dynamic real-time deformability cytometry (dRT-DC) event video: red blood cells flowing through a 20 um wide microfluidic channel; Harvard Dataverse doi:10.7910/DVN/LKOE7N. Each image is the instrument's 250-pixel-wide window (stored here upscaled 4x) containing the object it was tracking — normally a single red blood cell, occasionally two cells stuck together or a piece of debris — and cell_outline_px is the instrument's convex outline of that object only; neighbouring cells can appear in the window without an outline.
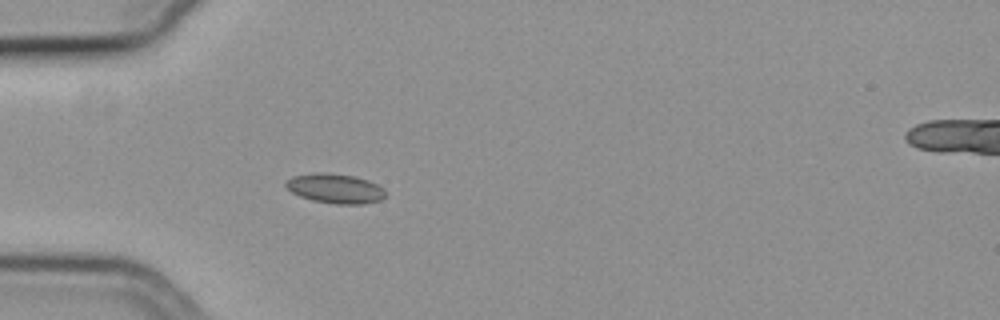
{"species": "common noctule bat (a hibernating species)", "species_latin": "Nyctalus noctula", "temperature_condition": "cold", "stored_images_in_passage": 38, "camera_frame_rate_fps": 3000, "um_per_image_px": 0.085, "animal": {"sex": "female", "body_mass_g": 19.3, "forearm_length_mm": 54.1}, "frame": {"image": 1, "passage_image": 1, "time_ms": 0.0, "image_size_px": [1000, 320], "cell_outline_px": [[388, 192], [380, 200], [364, 204], [336, 204], [312, 200], [300, 196], [292, 192], [284, 184], [284, 180], [292, 176], [316, 172], [328, 172], [352, 176], [368, 180], [384, 188]], "centroid_in_image_um": [28.48, 16.01], "position_along_channel_um": 56.5, "area_um2": 17.34}}
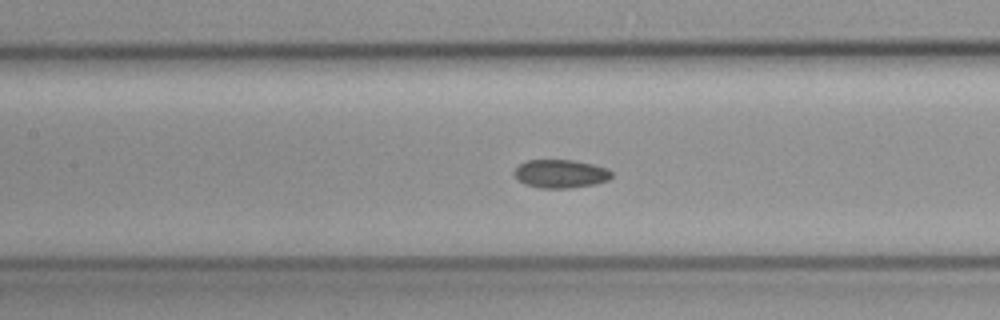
{"frame": {"image": 2, "passage_image": 10, "time_ms": 3.0, "image_size_px": [1000, 320], "cell_outline_px": [[612, 176], [608, 180], [596, 184], [568, 188], [540, 188], [524, 184], [512, 172], [520, 164], [528, 160], [572, 160], [592, 164], [608, 168], [612, 172]], "centroid_in_image_um": [47.67, 14.77], "position_along_channel_um": 159.7, "area_um2": 16.07}}
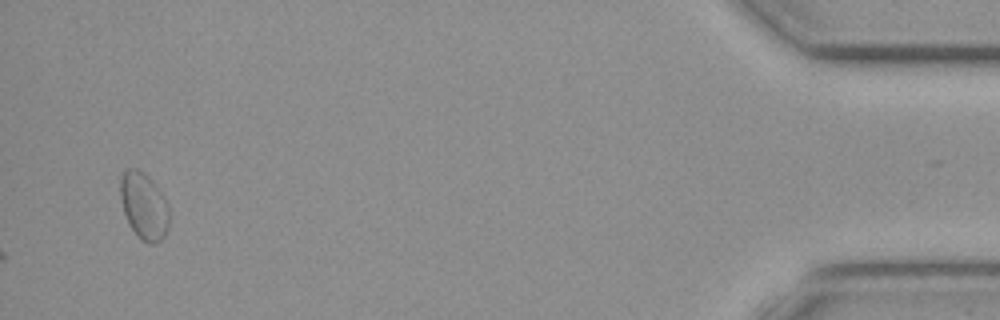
{"frame": {"image": 3, "passage_image": 38, "time_ms": 12.333, "image_size_px": [1000, 320], "cell_outline_px": [[168, 224], [164, 236], [156, 244], [148, 244], [140, 240], [128, 224], [124, 216], [120, 200], [120, 176], [124, 168], [136, 168], [144, 172], [156, 184], [164, 196], [168, 204]], "centroid_in_image_um": [12.2, 17.49], "position_along_channel_um": 423.0, "area_um2": 19.54}, "authors_computed_cell_mechanics": {"area_um2": 15.9817, "velocity_mm_per_s": 3.7175, "shape_relaxation_time_tau1_ms": 5.1735, "shape_relaxation_time_tau2_ms": 3.2534, "deformation_change_tau1": 0.0887, "deformation_change_tau2": 0.0626}}